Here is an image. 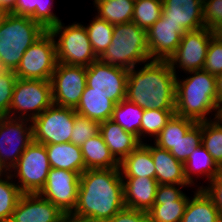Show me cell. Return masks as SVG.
Listing matches in <instances>:
<instances>
[{
  "label": "cell",
  "mask_w": 222,
  "mask_h": 222,
  "mask_svg": "<svg viewBox=\"0 0 222 222\" xmlns=\"http://www.w3.org/2000/svg\"><path fill=\"white\" fill-rule=\"evenodd\" d=\"M9 222H68V216L39 194H22Z\"/></svg>",
  "instance_id": "18"
},
{
  "label": "cell",
  "mask_w": 222,
  "mask_h": 222,
  "mask_svg": "<svg viewBox=\"0 0 222 222\" xmlns=\"http://www.w3.org/2000/svg\"><path fill=\"white\" fill-rule=\"evenodd\" d=\"M203 21L210 30L222 22V0H203Z\"/></svg>",
  "instance_id": "42"
},
{
  "label": "cell",
  "mask_w": 222,
  "mask_h": 222,
  "mask_svg": "<svg viewBox=\"0 0 222 222\" xmlns=\"http://www.w3.org/2000/svg\"><path fill=\"white\" fill-rule=\"evenodd\" d=\"M202 122L196 123L185 135L181 137L170 153L183 164L202 143Z\"/></svg>",
  "instance_id": "37"
},
{
  "label": "cell",
  "mask_w": 222,
  "mask_h": 222,
  "mask_svg": "<svg viewBox=\"0 0 222 222\" xmlns=\"http://www.w3.org/2000/svg\"><path fill=\"white\" fill-rule=\"evenodd\" d=\"M196 123L192 119L174 114L153 142L158 147L170 151Z\"/></svg>",
  "instance_id": "31"
},
{
  "label": "cell",
  "mask_w": 222,
  "mask_h": 222,
  "mask_svg": "<svg viewBox=\"0 0 222 222\" xmlns=\"http://www.w3.org/2000/svg\"><path fill=\"white\" fill-rule=\"evenodd\" d=\"M75 109L52 104L31 121L33 141L48 145L71 142Z\"/></svg>",
  "instance_id": "9"
},
{
  "label": "cell",
  "mask_w": 222,
  "mask_h": 222,
  "mask_svg": "<svg viewBox=\"0 0 222 222\" xmlns=\"http://www.w3.org/2000/svg\"><path fill=\"white\" fill-rule=\"evenodd\" d=\"M10 13L27 16L35 21V0H15L14 9Z\"/></svg>",
  "instance_id": "45"
},
{
  "label": "cell",
  "mask_w": 222,
  "mask_h": 222,
  "mask_svg": "<svg viewBox=\"0 0 222 222\" xmlns=\"http://www.w3.org/2000/svg\"><path fill=\"white\" fill-rule=\"evenodd\" d=\"M128 70L105 64L101 60L87 67L88 92L107 95L115 104L126 98Z\"/></svg>",
  "instance_id": "14"
},
{
  "label": "cell",
  "mask_w": 222,
  "mask_h": 222,
  "mask_svg": "<svg viewBox=\"0 0 222 222\" xmlns=\"http://www.w3.org/2000/svg\"><path fill=\"white\" fill-rule=\"evenodd\" d=\"M219 170L220 167L202 144L196 147L184 163L185 179L190 186H196V189H201V186H199V184L197 185L198 178L205 177V179L208 180L207 183H209L217 175Z\"/></svg>",
  "instance_id": "23"
},
{
  "label": "cell",
  "mask_w": 222,
  "mask_h": 222,
  "mask_svg": "<svg viewBox=\"0 0 222 222\" xmlns=\"http://www.w3.org/2000/svg\"><path fill=\"white\" fill-rule=\"evenodd\" d=\"M68 222H110V219H100L92 217L68 218Z\"/></svg>",
  "instance_id": "46"
},
{
  "label": "cell",
  "mask_w": 222,
  "mask_h": 222,
  "mask_svg": "<svg viewBox=\"0 0 222 222\" xmlns=\"http://www.w3.org/2000/svg\"><path fill=\"white\" fill-rule=\"evenodd\" d=\"M95 15L110 24H123L132 21L134 0H94Z\"/></svg>",
  "instance_id": "29"
},
{
  "label": "cell",
  "mask_w": 222,
  "mask_h": 222,
  "mask_svg": "<svg viewBox=\"0 0 222 222\" xmlns=\"http://www.w3.org/2000/svg\"><path fill=\"white\" fill-rule=\"evenodd\" d=\"M81 151L85 170L119 168V162L111 154L100 133L85 141Z\"/></svg>",
  "instance_id": "27"
},
{
  "label": "cell",
  "mask_w": 222,
  "mask_h": 222,
  "mask_svg": "<svg viewBox=\"0 0 222 222\" xmlns=\"http://www.w3.org/2000/svg\"><path fill=\"white\" fill-rule=\"evenodd\" d=\"M99 133L111 154L119 163L141 144L135 135L126 132L111 119L100 122Z\"/></svg>",
  "instance_id": "21"
},
{
  "label": "cell",
  "mask_w": 222,
  "mask_h": 222,
  "mask_svg": "<svg viewBox=\"0 0 222 222\" xmlns=\"http://www.w3.org/2000/svg\"><path fill=\"white\" fill-rule=\"evenodd\" d=\"M164 20L182 27L186 32L205 27L203 0H162Z\"/></svg>",
  "instance_id": "19"
},
{
  "label": "cell",
  "mask_w": 222,
  "mask_h": 222,
  "mask_svg": "<svg viewBox=\"0 0 222 222\" xmlns=\"http://www.w3.org/2000/svg\"><path fill=\"white\" fill-rule=\"evenodd\" d=\"M141 66L128 70L126 99L142 109L175 110L176 75L168 60Z\"/></svg>",
  "instance_id": "2"
},
{
  "label": "cell",
  "mask_w": 222,
  "mask_h": 222,
  "mask_svg": "<svg viewBox=\"0 0 222 222\" xmlns=\"http://www.w3.org/2000/svg\"><path fill=\"white\" fill-rule=\"evenodd\" d=\"M16 80L13 70L0 74V116H8Z\"/></svg>",
  "instance_id": "40"
},
{
  "label": "cell",
  "mask_w": 222,
  "mask_h": 222,
  "mask_svg": "<svg viewBox=\"0 0 222 222\" xmlns=\"http://www.w3.org/2000/svg\"><path fill=\"white\" fill-rule=\"evenodd\" d=\"M53 0H35V22L46 31L57 25L62 19L53 12Z\"/></svg>",
  "instance_id": "39"
},
{
  "label": "cell",
  "mask_w": 222,
  "mask_h": 222,
  "mask_svg": "<svg viewBox=\"0 0 222 222\" xmlns=\"http://www.w3.org/2000/svg\"><path fill=\"white\" fill-rule=\"evenodd\" d=\"M5 14H6V12L3 11L2 9H0V23H1L2 19L4 18Z\"/></svg>",
  "instance_id": "52"
},
{
  "label": "cell",
  "mask_w": 222,
  "mask_h": 222,
  "mask_svg": "<svg viewBox=\"0 0 222 222\" xmlns=\"http://www.w3.org/2000/svg\"><path fill=\"white\" fill-rule=\"evenodd\" d=\"M213 37L222 42V22L212 29Z\"/></svg>",
  "instance_id": "49"
},
{
  "label": "cell",
  "mask_w": 222,
  "mask_h": 222,
  "mask_svg": "<svg viewBox=\"0 0 222 222\" xmlns=\"http://www.w3.org/2000/svg\"><path fill=\"white\" fill-rule=\"evenodd\" d=\"M85 25L92 48L99 58L111 44L114 25L96 15Z\"/></svg>",
  "instance_id": "34"
},
{
  "label": "cell",
  "mask_w": 222,
  "mask_h": 222,
  "mask_svg": "<svg viewBox=\"0 0 222 222\" xmlns=\"http://www.w3.org/2000/svg\"><path fill=\"white\" fill-rule=\"evenodd\" d=\"M110 222H149L148 212L124 207L116 213Z\"/></svg>",
  "instance_id": "44"
},
{
  "label": "cell",
  "mask_w": 222,
  "mask_h": 222,
  "mask_svg": "<svg viewBox=\"0 0 222 222\" xmlns=\"http://www.w3.org/2000/svg\"><path fill=\"white\" fill-rule=\"evenodd\" d=\"M10 71L11 70L2 61H0V74L8 73Z\"/></svg>",
  "instance_id": "51"
},
{
  "label": "cell",
  "mask_w": 222,
  "mask_h": 222,
  "mask_svg": "<svg viewBox=\"0 0 222 222\" xmlns=\"http://www.w3.org/2000/svg\"><path fill=\"white\" fill-rule=\"evenodd\" d=\"M22 194L10 173L0 172V222H9Z\"/></svg>",
  "instance_id": "32"
},
{
  "label": "cell",
  "mask_w": 222,
  "mask_h": 222,
  "mask_svg": "<svg viewBox=\"0 0 222 222\" xmlns=\"http://www.w3.org/2000/svg\"><path fill=\"white\" fill-rule=\"evenodd\" d=\"M202 145L222 168V125L217 120L202 122Z\"/></svg>",
  "instance_id": "35"
},
{
  "label": "cell",
  "mask_w": 222,
  "mask_h": 222,
  "mask_svg": "<svg viewBox=\"0 0 222 222\" xmlns=\"http://www.w3.org/2000/svg\"><path fill=\"white\" fill-rule=\"evenodd\" d=\"M124 204L127 208L148 212L155 203L156 178L122 177Z\"/></svg>",
  "instance_id": "20"
},
{
  "label": "cell",
  "mask_w": 222,
  "mask_h": 222,
  "mask_svg": "<svg viewBox=\"0 0 222 222\" xmlns=\"http://www.w3.org/2000/svg\"><path fill=\"white\" fill-rule=\"evenodd\" d=\"M203 70L215 76L222 73V42L214 37L210 40Z\"/></svg>",
  "instance_id": "41"
},
{
  "label": "cell",
  "mask_w": 222,
  "mask_h": 222,
  "mask_svg": "<svg viewBox=\"0 0 222 222\" xmlns=\"http://www.w3.org/2000/svg\"><path fill=\"white\" fill-rule=\"evenodd\" d=\"M50 169L45 145L33 141L9 173L23 194H38L46 183Z\"/></svg>",
  "instance_id": "8"
},
{
  "label": "cell",
  "mask_w": 222,
  "mask_h": 222,
  "mask_svg": "<svg viewBox=\"0 0 222 222\" xmlns=\"http://www.w3.org/2000/svg\"><path fill=\"white\" fill-rule=\"evenodd\" d=\"M215 120L222 125V102L218 103V112L215 116Z\"/></svg>",
  "instance_id": "50"
},
{
  "label": "cell",
  "mask_w": 222,
  "mask_h": 222,
  "mask_svg": "<svg viewBox=\"0 0 222 222\" xmlns=\"http://www.w3.org/2000/svg\"><path fill=\"white\" fill-rule=\"evenodd\" d=\"M52 104L50 80L17 78L8 117L32 121Z\"/></svg>",
  "instance_id": "7"
},
{
  "label": "cell",
  "mask_w": 222,
  "mask_h": 222,
  "mask_svg": "<svg viewBox=\"0 0 222 222\" xmlns=\"http://www.w3.org/2000/svg\"><path fill=\"white\" fill-rule=\"evenodd\" d=\"M212 37V30L206 27L195 31H187L181 37V42L175 53L168 60L176 76L179 69H181V72L184 71L185 74L188 71L203 70Z\"/></svg>",
  "instance_id": "12"
},
{
  "label": "cell",
  "mask_w": 222,
  "mask_h": 222,
  "mask_svg": "<svg viewBox=\"0 0 222 222\" xmlns=\"http://www.w3.org/2000/svg\"><path fill=\"white\" fill-rule=\"evenodd\" d=\"M194 189V196L189 198L181 222H222L212 198L204 189Z\"/></svg>",
  "instance_id": "25"
},
{
  "label": "cell",
  "mask_w": 222,
  "mask_h": 222,
  "mask_svg": "<svg viewBox=\"0 0 222 222\" xmlns=\"http://www.w3.org/2000/svg\"><path fill=\"white\" fill-rule=\"evenodd\" d=\"M162 0H135L132 22L146 31L161 17Z\"/></svg>",
  "instance_id": "36"
},
{
  "label": "cell",
  "mask_w": 222,
  "mask_h": 222,
  "mask_svg": "<svg viewBox=\"0 0 222 222\" xmlns=\"http://www.w3.org/2000/svg\"><path fill=\"white\" fill-rule=\"evenodd\" d=\"M124 207L120 169H88L80 175L77 205L68 218L111 219Z\"/></svg>",
  "instance_id": "1"
},
{
  "label": "cell",
  "mask_w": 222,
  "mask_h": 222,
  "mask_svg": "<svg viewBox=\"0 0 222 222\" xmlns=\"http://www.w3.org/2000/svg\"><path fill=\"white\" fill-rule=\"evenodd\" d=\"M79 185V173L51 168L46 183L38 194L69 216L77 205Z\"/></svg>",
  "instance_id": "15"
},
{
  "label": "cell",
  "mask_w": 222,
  "mask_h": 222,
  "mask_svg": "<svg viewBox=\"0 0 222 222\" xmlns=\"http://www.w3.org/2000/svg\"><path fill=\"white\" fill-rule=\"evenodd\" d=\"M174 114L175 110L144 109L140 128V142H146L148 137L153 138L154 141Z\"/></svg>",
  "instance_id": "33"
},
{
  "label": "cell",
  "mask_w": 222,
  "mask_h": 222,
  "mask_svg": "<svg viewBox=\"0 0 222 222\" xmlns=\"http://www.w3.org/2000/svg\"><path fill=\"white\" fill-rule=\"evenodd\" d=\"M98 59L126 70L150 61L146 30L132 21L114 25L111 44Z\"/></svg>",
  "instance_id": "4"
},
{
  "label": "cell",
  "mask_w": 222,
  "mask_h": 222,
  "mask_svg": "<svg viewBox=\"0 0 222 222\" xmlns=\"http://www.w3.org/2000/svg\"><path fill=\"white\" fill-rule=\"evenodd\" d=\"M57 52L54 36L46 31L23 54L14 71L17 78L49 81L56 68Z\"/></svg>",
  "instance_id": "10"
},
{
  "label": "cell",
  "mask_w": 222,
  "mask_h": 222,
  "mask_svg": "<svg viewBox=\"0 0 222 222\" xmlns=\"http://www.w3.org/2000/svg\"><path fill=\"white\" fill-rule=\"evenodd\" d=\"M83 22L65 26L60 21L49 32L56 42L57 61L66 65L88 67L98 60Z\"/></svg>",
  "instance_id": "6"
},
{
  "label": "cell",
  "mask_w": 222,
  "mask_h": 222,
  "mask_svg": "<svg viewBox=\"0 0 222 222\" xmlns=\"http://www.w3.org/2000/svg\"><path fill=\"white\" fill-rule=\"evenodd\" d=\"M190 185H158L155 203L148 211L149 222H181L189 197L181 189Z\"/></svg>",
  "instance_id": "16"
},
{
  "label": "cell",
  "mask_w": 222,
  "mask_h": 222,
  "mask_svg": "<svg viewBox=\"0 0 222 222\" xmlns=\"http://www.w3.org/2000/svg\"><path fill=\"white\" fill-rule=\"evenodd\" d=\"M51 168L77 172L85 171L81 147L72 142L45 145Z\"/></svg>",
  "instance_id": "24"
},
{
  "label": "cell",
  "mask_w": 222,
  "mask_h": 222,
  "mask_svg": "<svg viewBox=\"0 0 222 222\" xmlns=\"http://www.w3.org/2000/svg\"><path fill=\"white\" fill-rule=\"evenodd\" d=\"M200 186L201 189H204L212 198L222 216V168H220L217 175L207 184V186H204L203 184Z\"/></svg>",
  "instance_id": "43"
},
{
  "label": "cell",
  "mask_w": 222,
  "mask_h": 222,
  "mask_svg": "<svg viewBox=\"0 0 222 222\" xmlns=\"http://www.w3.org/2000/svg\"><path fill=\"white\" fill-rule=\"evenodd\" d=\"M32 142L30 120L0 116V172H9Z\"/></svg>",
  "instance_id": "11"
},
{
  "label": "cell",
  "mask_w": 222,
  "mask_h": 222,
  "mask_svg": "<svg viewBox=\"0 0 222 222\" xmlns=\"http://www.w3.org/2000/svg\"><path fill=\"white\" fill-rule=\"evenodd\" d=\"M119 169L122 177L155 178V165L147 141L127 155L119 163Z\"/></svg>",
  "instance_id": "26"
},
{
  "label": "cell",
  "mask_w": 222,
  "mask_h": 222,
  "mask_svg": "<svg viewBox=\"0 0 222 222\" xmlns=\"http://www.w3.org/2000/svg\"><path fill=\"white\" fill-rule=\"evenodd\" d=\"M45 32L30 17L6 13L0 23V61L15 71L26 50Z\"/></svg>",
  "instance_id": "5"
},
{
  "label": "cell",
  "mask_w": 222,
  "mask_h": 222,
  "mask_svg": "<svg viewBox=\"0 0 222 222\" xmlns=\"http://www.w3.org/2000/svg\"><path fill=\"white\" fill-rule=\"evenodd\" d=\"M87 67L58 62L51 76L54 105L76 108L86 88Z\"/></svg>",
  "instance_id": "13"
},
{
  "label": "cell",
  "mask_w": 222,
  "mask_h": 222,
  "mask_svg": "<svg viewBox=\"0 0 222 222\" xmlns=\"http://www.w3.org/2000/svg\"><path fill=\"white\" fill-rule=\"evenodd\" d=\"M216 92L218 103L222 102V73L216 76Z\"/></svg>",
  "instance_id": "48"
},
{
  "label": "cell",
  "mask_w": 222,
  "mask_h": 222,
  "mask_svg": "<svg viewBox=\"0 0 222 222\" xmlns=\"http://www.w3.org/2000/svg\"><path fill=\"white\" fill-rule=\"evenodd\" d=\"M186 73L184 79L176 76L175 115L197 123L214 120L218 112L216 76L204 70Z\"/></svg>",
  "instance_id": "3"
},
{
  "label": "cell",
  "mask_w": 222,
  "mask_h": 222,
  "mask_svg": "<svg viewBox=\"0 0 222 222\" xmlns=\"http://www.w3.org/2000/svg\"><path fill=\"white\" fill-rule=\"evenodd\" d=\"M149 151L153 158L155 178L159 185H189L184 175V164L178 161L170 151L162 149L154 143H149Z\"/></svg>",
  "instance_id": "22"
},
{
  "label": "cell",
  "mask_w": 222,
  "mask_h": 222,
  "mask_svg": "<svg viewBox=\"0 0 222 222\" xmlns=\"http://www.w3.org/2000/svg\"><path fill=\"white\" fill-rule=\"evenodd\" d=\"M186 31L171 21L164 20V14L146 31L151 60H169L181 42Z\"/></svg>",
  "instance_id": "17"
},
{
  "label": "cell",
  "mask_w": 222,
  "mask_h": 222,
  "mask_svg": "<svg viewBox=\"0 0 222 222\" xmlns=\"http://www.w3.org/2000/svg\"><path fill=\"white\" fill-rule=\"evenodd\" d=\"M99 124L98 121L76 113L71 142L81 147L85 141L99 133Z\"/></svg>",
  "instance_id": "38"
},
{
  "label": "cell",
  "mask_w": 222,
  "mask_h": 222,
  "mask_svg": "<svg viewBox=\"0 0 222 222\" xmlns=\"http://www.w3.org/2000/svg\"><path fill=\"white\" fill-rule=\"evenodd\" d=\"M143 111L144 109L125 98L115 104L111 120L119 124L126 132L135 135L140 141Z\"/></svg>",
  "instance_id": "30"
},
{
  "label": "cell",
  "mask_w": 222,
  "mask_h": 222,
  "mask_svg": "<svg viewBox=\"0 0 222 222\" xmlns=\"http://www.w3.org/2000/svg\"><path fill=\"white\" fill-rule=\"evenodd\" d=\"M15 6V0H0V9L6 13H10Z\"/></svg>",
  "instance_id": "47"
},
{
  "label": "cell",
  "mask_w": 222,
  "mask_h": 222,
  "mask_svg": "<svg viewBox=\"0 0 222 222\" xmlns=\"http://www.w3.org/2000/svg\"><path fill=\"white\" fill-rule=\"evenodd\" d=\"M114 106L115 103L107 98V95L88 92V86L86 85L75 112L100 123L111 119Z\"/></svg>",
  "instance_id": "28"
}]
</instances>
